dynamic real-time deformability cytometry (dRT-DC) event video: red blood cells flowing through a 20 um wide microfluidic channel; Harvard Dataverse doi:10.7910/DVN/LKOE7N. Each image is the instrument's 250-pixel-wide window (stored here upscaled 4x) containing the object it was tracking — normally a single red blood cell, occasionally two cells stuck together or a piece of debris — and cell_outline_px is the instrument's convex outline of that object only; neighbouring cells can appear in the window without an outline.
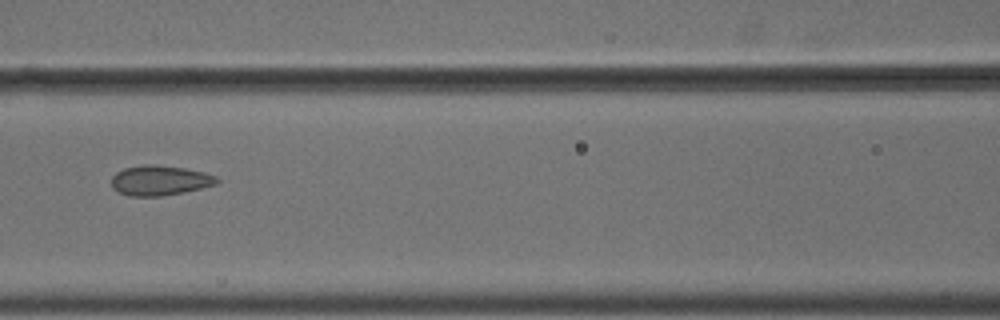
{"species": "common noctule bat (a hibernating species)", "species_latin": "Nyctalus noctula", "temperature_condition": "cold", "stored_images_in_passage": 7, "camera_frame_rate_fps": 3000, "um_per_image_px": 0.085, "animal": {"sex": "male", "body_mass_g": 18.8}, "frame": {"image": 1, "passage_image": 5, "time_ms": 1.333, "image_size_px": [1000, 320], "cell_outline_px": [[220, 180], [216, 184], [184, 192], [160, 196], [132, 196], [120, 192], [112, 188], [112, 176], [116, 172], [124, 168], [144, 164], [156, 164], [184, 168], [204, 172], [216, 176]], "centroid_in_image_um": [13.58, 15.32], "position_along_channel_um": 153.0, "area_um2": 18.38}}
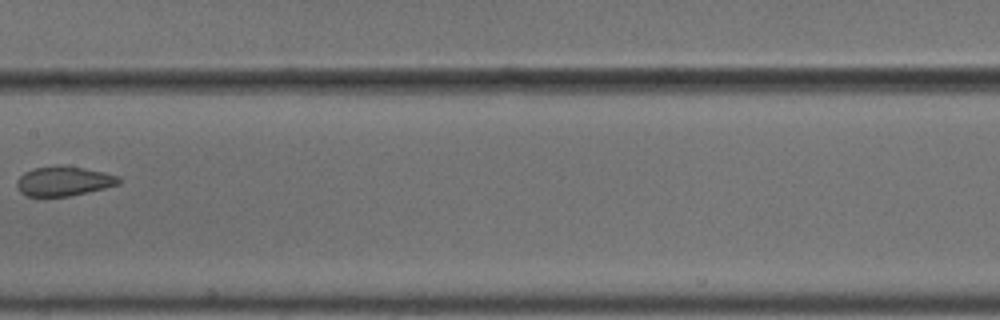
{"frame": {"image": 2, "passage_image": 6, "time_ms": 1.667, "image_size_px": [1000, 320], "cell_outline_px": [[124, 180], [120, 184], [104, 188], [68, 196], [24, 196], [20, 192], [16, 184], [16, 180], [24, 172], [32, 168], [84, 168], [104, 172], [120, 176]], "centroid_in_image_um": [5.44, 15.43], "position_along_channel_um": 202.0, "area_um2": 17.11}}
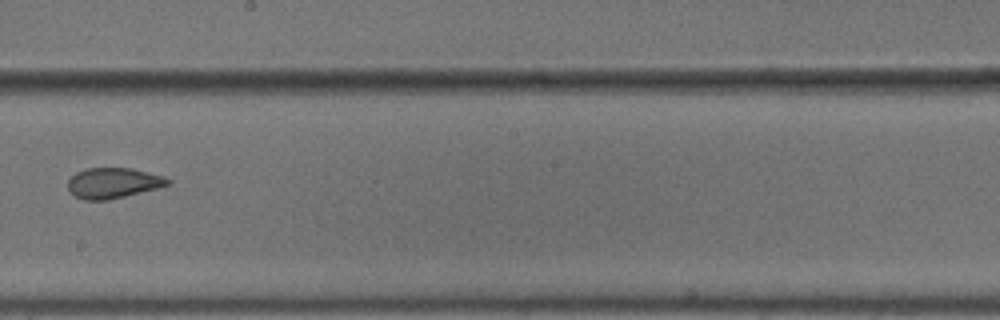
{"frame": {"image": 3, "passage_image": 7, "time_ms": 2.0, "image_size_px": [1000, 320], "cell_outline_px": [[172, 180], [168, 184], [160, 188], [108, 200], [84, 200], [76, 196], [68, 188], [68, 180], [76, 172], [84, 168], [132, 168], [164, 176]], "centroid_in_image_um": [9.64, 15.55], "position_along_channel_um": 238.6, "area_um2": 17.8}}